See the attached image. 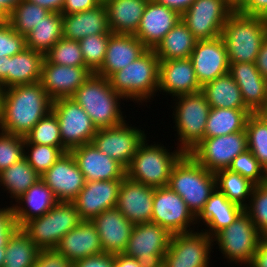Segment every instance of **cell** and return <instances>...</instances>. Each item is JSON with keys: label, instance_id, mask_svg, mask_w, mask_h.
<instances>
[{"label": "cell", "instance_id": "1", "mask_svg": "<svg viewBox=\"0 0 267 267\" xmlns=\"http://www.w3.org/2000/svg\"><path fill=\"white\" fill-rule=\"evenodd\" d=\"M52 103L40 81L4 89L0 131L25 137L52 111Z\"/></svg>", "mask_w": 267, "mask_h": 267}, {"label": "cell", "instance_id": "2", "mask_svg": "<svg viewBox=\"0 0 267 267\" xmlns=\"http://www.w3.org/2000/svg\"><path fill=\"white\" fill-rule=\"evenodd\" d=\"M71 98L85 110L97 129L114 127L126 121L127 116L121 107L125 106L121 102L128 101L116 93L103 76L92 73Z\"/></svg>", "mask_w": 267, "mask_h": 267}, {"label": "cell", "instance_id": "3", "mask_svg": "<svg viewBox=\"0 0 267 267\" xmlns=\"http://www.w3.org/2000/svg\"><path fill=\"white\" fill-rule=\"evenodd\" d=\"M108 81L116 93L137 105H142L157 96L159 87V58L153 49H148L138 59L120 71L113 73ZM141 103V104H140Z\"/></svg>", "mask_w": 267, "mask_h": 267}, {"label": "cell", "instance_id": "4", "mask_svg": "<svg viewBox=\"0 0 267 267\" xmlns=\"http://www.w3.org/2000/svg\"><path fill=\"white\" fill-rule=\"evenodd\" d=\"M221 37L229 62L255 63L267 37V18L234 10L223 26Z\"/></svg>", "mask_w": 267, "mask_h": 267}, {"label": "cell", "instance_id": "5", "mask_svg": "<svg viewBox=\"0 0 267 267\" xmlns=\"http://www.w3.org/2000/svg\"><path fill=\"white\" fill-rule=\"evenodd\" d=\"M168 186L181 196L188 209L197 217L216 189V177L215 173L185 153L172 168Z\"/></svg>", "mask_w": 267, "mask_h": 267}, {"label": "cell", "instance_id": "6", "mask_svg": "<svg viewBox=\"0 0 267 267\" xmlns=\"http://www.w3.org/2000/svg\"><path fill=\"white\" fill-rule=\"evenodd\" d=\"M149 136L140 143L136 154L126 169V176L146 186H168L172 168L185 154L180 148L168 149L160 142L151 144ZM159 143V144H158Z\"/></svg>", "mask_w": 267, "mask_h": 267}, {"label": "cell", "instance_id": "7", "mask_svg": "<svg viewBox=\"0 0 267 267\" xmlns=\"http://www.w3.org/2000/svg\"><path fill=\"white\" fill-rule=\"evenodd\" d=\"M172 99L173 129H176L173 131H176L174 135L178 141L176 148L189 153L204 139L210 105L201 91Z\"/></svg>", "mask_w": 267, "mask_h": 267}, {"label": "cell", "instance_id": "8", "mask_svg": "<svg viewBox=\"0 0 267 267\" xmlns=\"http://www.w3.org/2000/svg\"><path fill=\"white\" fill-rule=\"evenodd\" d=\"M262 234L257 230L249 215L243 211L228 227L212 237L213 245L219 249L229 265L248 266L257 251ZM215 242V243H214ZM217 245V247L215 246Z\"/></svg>", "mask_w": 267, "mask_h": 267}, {"label": "cell", "instance_id": "9", "mask_svg": "<svg viewBox=\"0 0 267 267\" xmlns=\"http://www.w3.org/2000/svg\"><path fill=\"white\" fill-rule=\"evenodd\" d=\"M83 220L72 202H58L41 217L26 222L21 229L40 249H55L62 237Z\"/></svg>", "mask_w": 267, "mask_h": 267}, {"label": "cell", "instance_id": "10", "mask_svg": "<svg viewBox=\"0 0 267 267\" xmlns=\"http://www.w3.org/2000/svg\"><path fill=\"white\" fill-rule=\"evenodd\" d=\"M172 234L154 222L134 224L123 254L141 267H163Z\"/></svg>", "mask_w": 267, "mask_h": 267}, {"label": "cell", "instance_id": "11", "mask_svg": "<svg viewBox=\"0 0 267 267\" xmlns=\"http://www.w3.org/2000/svg\"><path fill=\"white\" fill-rule=\"evenodd\" d=\"M52 111L59 123L62 145L69 152L78 146L92 143L98 129L90 116L73 98L54 100Z\"/></svg>", "mask_w": 267, "mask_h": 267}, {"label": "cell", "instance_id": "12", "mask_svg": "<svg viewBox=\"0 0 267 267\" xmlns=\"http://www.w3.org/2000/svg\"><path fill=\"white\" fill-rule=\"evenodd\" d=\"M212 238L204 231L173 234L163 267H210Z\"/></svg>", "mask_w": 267, "mask_h": 267}, {"label": "cell", "instance_id": "13", "mask_svg": "<svg viewBox=\"0 0 267 267\" xmlns=\"http://www.w3.org/2000/svg\"><path fill=\"white\" fill-rule=\"evenodd\" d=\"M248 149L246 131L204 138L189 154L212 173L228 169L232 160Z\"/></svg>", "mask_w": 267, "mask_h": 267}, {"label": "cell", "instance_id": "14", "mask_svg": "<svg viewBox=\"0 0 267 267\" xmlns=\"http://www.w3.org/2000/svg\"><path fill=\"white\" fill-rule=\"evenodd\" d=\"M129 123L126 120L114 127L98 129L92 140L99 151L116 160L125 169L129 167L138 146L148 134L144 128L141 130V127Z\"/></svg>", "mask_w": 267, "mask_h": 267}, {"label": "cell", "instance_id": "15", "mask_svg": "<svg viewBox=\"0 0 267 267\" xmlns=\"http://www.w3.org/2000/svg\"><path fill=\"white\" fill-rule=\"evenodd\" d=\"M233 11L224 0H195L181 20L197 40H209L221 36Z\"/></svg>", "mask_w": 267, "mask_h": 267}, {"label": "cell", "instance_id": "16", "mask_svg": "<svg viewBox=\"0 0 267 267\" xmlns=\"http://www.w3.org/2000/svg\"><path fill=\"white\" fill-rule=\"evenodd\" d=\"M151 222L167 229L172 235L195 231L197 224L187 204L169 186L155 188Z\"/></svg>", "mask_w": 267, "mask_h": 267}, {"label": "cell", "instance_id": "17", "mask_svg": "<svg viewBox=\"0 0 267 267\" xmlns=\"http://www.w3.org/2000/svg\"><path fill=\"white\" fill-rule=\"evenodd\" d=\"M190 59L201 87L229 73L230 63L221 36L209 40H198Z\"/></svg>", "mask_w": 267, "mask_h": 267}, {"label": "cell", "instance_id": "18", "mask_svg": "<svg viewBox=\"0 0 267 267\" xmlns=\"http://www.w3.org/2000/svg\"><path fill=\"white\" fill-rule=\"evenodd\" d=\"M41 179L59 202H72L85 185L83 173L71 152L64 153Z\"/></svg>", "mask_w": 267, "mask_h": 267}, {"label": "cell", "instance_id": "19", "mask_svg": "<svg viewBox=\"0 0 267 267\" xmlns=\"http://www.w3.org/2000/svg\"><path fill=\"white\" fill-rule=\"evenodd\" d=\"M123 179L85 182L72 201L82 220L91 221L105 210L115 208Z\"/></svg>", "mask_w": 267, "mask_h": 267}, {"label": "cell", "instance_id": "20", "mask_svg": "<svg viewBox=\"0 0 267 267\" xmlns=\"http://www.w3.org/2000/svg\"><path fill=\"white\" fill-rule=\"evenodd\" d=\"M91 74L92 72L85 66L53 64L44 59L40 83L54 101L72 97Z\"/></svg>", "mask_w": 267, "mask_h": 267}, {"label": "cell", "instance_id": "21", "mask_svg": "<svg viewBox=\"0 0 267 267\" xmlns=\"http://www.w3.org/2000/svg\"><path fill=\"white\" fill-rule=\"evenodd\" d=\"M154 187L125 176L119 190L116 208L133 224L151 222Z\"/></svg>", "mask_w": 267, "mask_h": 267}, {"label": "cell", "instance_id": "22", "mask_svg": "<svg viewBox=\"0 0 267 267\" xmlns=\"http://www.w3.org/2000/svg\"><path fill=\"white\" fill-rule=\"evenodd\" d=\"M201 91L190 58L159 61V87L157 96L162 93L174 98Z\"/></svg>", "mask_w": 267, "mask_h": 267}, {"label": "cell", "instance_id": "23", "mask_svg": "<svg viewBox=\"0 0 267 267\" xmlns=\"http://www.w3.org/2000/svg\"><path fill=\"white\" fill-rule=\"evenodd\" d=\"M74 156L85 182L123 179L126 169L116 160L99 151L93 143L73 148Z\"/></svg>", "mask_w": 267, "mask_h": 267}, {"label": "cell", "instance_id": "24", "mask_svg": "<svg viewBox=\"0 0 267 267\" xmlns=\"http://www.w3.org/2000/svg\"><path fill=\"white\" fill-rule=\"evenodd\" d=\"M181 20V15L157 3L148 1L134 34L148 49H154L164 36Z\"/></svg>", "mask_w": 267, "mask_h": 267}, {"label": "cell", "instance_id": "25", "mask_svg": "<svg viewBox=\"0 0 267 267\" xmlns=\"http://www.w3.org/2000/svg\"><path fill=\"white\" fill-rule=\"evenodd\" d=\"M91 222L99 234L104 253L123 254L134 224L116 207L103 211Z\"/></svg>", "mask_w": 267, "mask_h": 267}, {"label": "cell", "instance_id": "26", "mask_svg": "<svg viewBox=\"0 0 267 267\" xmlns=\"http://www.w3.org/2000/svg\"><path fill=\"white\" fill-rule=\"evenodd\" d=\"M147 50L148 48L133 34L112 33L104 61L95 74L108 79L113 73L138 59Z\"/></svg>", "mask_w": 267, "mask_h": 267}, {"label": "cell", "instance_id": "27", "mask_svg": "<svg viewBox=\"0 0 267 267\" xmlns=\"http://www.w3.org/2000/svg\"><path fill=\"white\" fill-rule=\"evenodd\" d=\"M229 74L237 83L245 106L255 113L267 100V79L251 62H229Z\"/></svg>", "mask_w": 267, "mask_h": 267}, {"label": "cell", "instance_id": "28", "mask_svg": "<svg viewBox=\"0 0 267 267\" xmlns=\"http://www.w3.org/2000/svg\"><path fill=\"white\" fill-rule=\"evenodd\" d=\"M55 249L72 263L104 252L96 227L89 220L65 234Z\"/></svg>", "mask_w": 267, "mask_h": 267}, {"label": "cell", "instance_id": "29", "mask_svg": "<svg viewBox=\"0 0 267 267\" xmlns=\"http://www.w3.org/2000/svg\"><path fill=\"white\" fill-rule=\"evenodd\" d=\"M243 211L242 206L229 201L216 188L205 203L201 213L196 217L198 224L196 226L198 228L203 225L205 229L202 227L200 230L212 238L217 232L232 224Z\"/></svg>", "mask_w": 267, "mask_h": 267}, {"label": "cell", "instance_id": "30", "mask_svg": "<svg viewBox=\"0 0 267 267\" xmlns=\"http://www.w3.org/2000/svg\"><path fill=\"white\" fill-rule=\"evenodd\" d=\"M58 202L51 188L39 179L11 205L16 225L21 228L26 222L50 211Z\"/></svg>", "mask_w": 267, "mask_h": 267}, {"label": "cell", "instance_id": "31", "mask_svg": "<svg viewBox=\"0 0 267 267\" xmlns=\"http://www.w3.org/2000/svg\"><path fill=\"white\" fill-rule=\"evenodd\" d=\"M63 37L80 41L90 35L110 32L107 11L103 3L99 6L74 14H62Z\"/></svg>", "mask_w": 267, "mask_h": 267}, {"label": "cell", "instance_id": "32", "mask_svg": "<svg viewBox=\"0 0 267 267\" xmlns=\"http://www.w3.org/2000/svg\"><path fill=\"white\" fill-rule=\"evenodd\" d=\"M148 0H107L110 31L115 34H135Z\"/></svg>", "mask_w": 267, "mask_h": 267}, {"label": "cell", "instance_id": "33", "mask_svg": "<svg viewBox=\"0 0 267 267\" xmlns=\"http://www.w3.org/2000/svg\"><path fill=\"white\" fill-rule=\"evenodd\" d=\"M44 54L25 48L8 57L7 88L40 81Z\"/></svg>", "mask_w": 267, "mask_h": 267}, {"label": "cell", "instance_id": "34", "mask_svg": "<svg viewBox=\"0 0 267 267\" xmlns=\"http://www.w3.org/2000/svg\"><path fill=\"white\" fill-rule=\"evenodd\" d=\"M197 39L180 20L153 49L159 61L186 59L195 48Z\"/></svg>", "mask_w": 267, "mask_h": 267}, {"label": "cell", "instance_id": "35", "mask_svg": "<svg viewBox=\"0 0 267 267\" xmlns=\"http://www.w3.org/2000/svg\"><path fill=\"white\" fill-rule=\"evenodd\" d=\"M201 92L210 108L248 109L237 83L229 73L204 84Z\"/></svg>", "mask_w": 267, "mask_h": 267}, {"label": "cell", "instance_id": "36", "mask_svg": "<svg viewBox=\"0 0 267 267\" xmlns=\"http://www.w3.org/2000/svg\"><path fill=\"white\" fill-rule=\"evenodd\" d=\"M251 114L249 109L210 108L204 138L246 131V122Z\"/></svg>", "mask_w": 267, "mask_h": 267}, {"label": "cell", "instance_id": "37", "mask_svg": "<svg viewBox=\"0 0 267 267\" xmlns=\"http://www.w3.org/2000/svg\"><path fill=\"white\" fill-rule=\"evenodd\" d=\"M39 179H41V176L23 158L0 173V187L2 186V189L7 194H10L9 198H12L10 205H12L13 202L21 197Z\"/></svg>", "mask_w": 267, "mask_h": 267}, {"label": "cell", "instance_id": "38", "mask_svg": "<svg viewBox=\"0 0 267 267\" xmlns=\"http://www.w3.org/2000/svg\"><path fill=\"white\" fill-rule=\"evenodd\" d=\"M62 37V14L50 12L26 35V48L45 54Z\"/></svg>", "mask_w": 267, "mask_h": 267}, {"label": "cell", "instance_id": "39", "mask_svg": "<svg viewBox=\"0 0 267 267\" xmlns=\"http://www.w3.org/2000/svg\"><path fill=\"white\" fill-rule=\"evenodd\" d=\"M40 249L21 229L17 228L5 247L3 267H32Z\"/></svg>", "mask_w": 267, "mask_h": 267}, {"label": "cell", "instance_id": "40", "mask_svg": "<svg viewBox=\"0 0 267 267\" xmlns=\"http://www.w3.org/2000/svg\"><path fill=\"white\" fill-rule=\"evenodd\" d=\"M216 188L223 193L229 201L243 208L248 205L255 184L249 179L229 169L215 173Z\"/></svg>", "mask_w": 267, "mask_h": 267}, {"label": "cell", "instance_id": "41", "mask_svg": "<svg viewBox=\"0 0 267 267\" xmlns=\"http://www.w3.org/2000/svg\"><path fill=\"white\" fill-rule=\"evenodd\" d=\"M50 11L38 4L22 0L8 16L13 29L26 36Z\"/></svg>", "mask_w": 267, "mask_h": 267}, {"label": "cell", "instance_id": "42", "mask_svg": "<svg viewBox=\"0 0 267 267\" xmlns=\"http://www.w3.org/2000/svg\"><path fill=\"white\" fill-rule=\"evenodd\" d=\"M248 150L267 171V123L255 113L246 122Z\"/></svg>", "mask_w": 267, "mask_h": 267}, {"label": "cell", "instance_id": "43", "mask_svg": "<svg viewBox=\"0 0 267 267\" xmlns=\"http://www.w3.org/2000/svg\"><path fill=\"white\" fill-rule=\"evenodd\" d=\"M24 143H33L38 145H48L58 148H65L62 145L60 137L59 123L53 111L46 116L31 129L25 136Z\"/></svg>", "mask_w": 267, "mask_h": 267}, {"label": "cell", "instance_id": "44", "mask_svg": "<svg viewBox=\"0 0 267 267\" xmlns=\"http://www.w3.org/2000/svg\"><path fill=\"white\" fill-rule=\"evenodd\" d=\"M66 152V148L24 143V158L40 176Z\"/></svg>", "mask_w": 267, "mask_h": 267}, {"label": "cell", "instance_id": "45", "mask_svg": "<svg viewBox=\"0 0 267 267\" xmlns=\"http://www.w3.org/2000/svg\"><path fill=\"white\" fill-rule=\"evenodd\" d=\"M48 63L65 66H85L78 41L62 37L44 54Z\"/></svg>", "mask_w": 267, "mask_h": 267}, {"label": "cell", "instance_id": "46", "mask_svg": "<svg viewBox=\"0 0 267 267\" xmlns=\"http://www.w3.org/2000/svg\"><path fill=\"white\" fill-rule=\"evenodd\" d=\"M112 32L108 34L90 35L78 41L82 56L87 67L95 73L102 65Z\"/></svg>", "mask_w": 267, "mask_h": 267}, {"label": "cell", "instance_id": "47", "mask_svg": "<svg viewBox=\"0 0 267 267\" xmlns=\"http://www.w3.org/2000/svg\"><path fill=\"white\" fill-rule=\"evenodd\" d=\"M244 211L262 235H267V180L255 185Z\"/></svg>", "mask_w": 267, "mask_h": 267}, {"label": "cell", "instance_id": "48", "mask_svg": "<svg viewBox=\"0 0 267 267\" xmlns=\"http://www.w3.org/2000/svg\"><path fill=\"white\" fill-rule=\"evenodd\" d=\"M228 169L249 179L255 185L267 180V171L248 149L237 155Z\"/></svg>", "mask_w": 267, "mask_h": 267}, {"label": "cell", "instance_id": "49", "mask_svg": "<svg viewBox=\"0 0 267 267\" xmlns=\"http://www.w3.org/2000/svg\"><path fill=\"white\" fill-rule=\"evenodd\" d=\"M25 137L0 131V173L24 158Z\"/></svg>", "mask_w": 267, "mask_h": 267}, {"label": "cell", "instance_id": "50", "mask_svg": "<svg viewBox=\"0 0 267 267\" xmlns=\"http://www.w3.org/2000/svg\"><path fill=\"white\" fill-rule=\"evenodd\" d=\"M26 48V36L17 33L9 22L0 25V57H11Z\"/></svg>", "mask_w": 267, "mask_h": 267}, {"label": "cell", "instance_id": "51", "mask_svg": "<svg viewBox=\"0 0 267 267\" xmlns=\"http://www.w3.org/2000/svg\"><path fill=\"white\" fill-rule=\"evenodd\" d=\"M32 267H73V263L56 249H43Z\"/></svg>", "mask_w": 267, "mask_h": 267}, {"label": "cell", "instance_id": "52", "mask_svg": "<svg viewBox=\"0 0 267 267\" xmlns=\"http://www.w3.org/2000/svg\"><path fill=\"white\" fill-rule=\"evenodd\" d=\"M17 228L12 206L0 208V248L7 246L8 239Z\"/></svg>", "mask_w": 267, "mask_h": 267}, {"label": "cell", "instance_id": "53", "mask_svg": "<svg viewBox=\"0 0 267 267\" xmlns=\"http://www.w3.org/2000/svg\"><path fill=\"white\" fill-rule=\"evenodd\" d=\"M73 267H114V254H96L74 262Z\"/></svg>", "mask_w": 267, "mask_h": 267}, {"label": "cell", "instance_id": "54", "mask_svg": "<svg viewBox=\"0 0 267 267\" xmlns=\"http://www.w3.org/2000/svg\"><path fill=\"white\" fill-rule=\"evenodd\" d=\"M100 0H65L61 14H74L99 6Z\"/></svg>", "mask_w": 267, "mask_h": 267}, {"label": "cell", "instance_id": "55", "mask_svg": "<svg viewBox=\"0 0 267 267\" xmlns=\"http://www.w3.org/2000/svg\"><path fill=\"white\" fill-rule=\"evenodd\" d=\"M237 11L246 15L267 18V0H245Z\"/></svg>", "mask_w": 267, "mask_h": 267}, {"label": "cell", "instance_id": "56", "mask_svg": "<svg viewBox=\"0 0 267 267\" xmlns=\"http://www.w3.org/2000/svg\"><path fill=\"white\" fill-rule=\"evenodd\" d=\"M247 267H267V235H262L257 251Z\"/></svg>", "mask_w": 267, "mask_h": 267}, {"label": "cell", "instance_id": "57", "mask_svg": "<svg viewBox=\"0 0 267 267\" xmlns=\"http://www.w3.org/2000/svg\"><path fill=\"white\" fill-rule=\"evenodd\" d=\"M157 3L167 6L182 15L195 0H155Z\"/></svg>", "mask_w": 267, "mask_h": 267}, {"label": "cell", "instance_id": "58", "mask_svg": "<svg viewBox=\"0 0 267 267\" xmlns=\"http://www.w3.org/2000/svg\"><path fill=\"white\" fill-rule=\"evenodd\" d=\"M255 64L261 75L267 79V37L261 45Z\"/></svg>", "mask_w": 267, "mask_h": 267}, {"label": "cell", "instance_id": "59", "mask_svg": "<svg viewBox=\"0 0 267 267\" xmlns=\"http://www.w3.org/2000/svg\"><path fill=\"white\" fill-rule=\"evenodd\" d=\"M41 7L48 9L50 12L61 13L63 4L65 0H26Z\"/></svg>", "mask_w": 267, "mask_h": 267}, {"label": "cell", "instance_id": "60", "mask_svg": "<svg viewBox=\"0 0 267 267\" xmlns=\"http://www.w3.org/2000/svg\"><path fill=\"white\" fill-rule=\"evenodd\" d=\"M114 267H141L139 262L124 254L114 255Z\"/></svg>", "mask_w": 267, "mask_h": 267}, {"label": "cell", "instance_id": "61", "mask_svg": "<svg viewBox=\"0 0 267 267\" xmlns=\"http://www.w3.org/2000/svg\"><path fill=\"white\" fill-rule=\"evenodd\" d=\"M7 66L8 57H0V82L3 85L4 89H7Z\"/></svg>", "mask_w": 267, "mask_h": 267}, {"label": "cell", "instance_id": "62", "mask_svg": "<svg viewBox=\"0 0 267 267\" xmlns=\"http://www.w3.org/2000/svg\"><path fill=\"white\" fill-rule=\"evenodd\" d=\"M22 0H0V8L9 16Z\"/></svg>", "mask_w": 267, "mask_h": 267}, {"label": "cell", "instance_id": "63", "mask_svg": "<svg viewBox=\"0 0 267 267\" xmlns=\"http://www.w3.org/2000/svg\"><path fill=\"white\" fill-rule=\"evenodd\" d=\"M263 121L267 123V100L264 104L255 112Z\"/></svg>", "mask_w": 267, "mask_h": 267}, {"label": "cell", "instance_id": "64", "mask_svg": "<svg viewBox=\"0 0 267 267\" xmlns=\"http://www.w3.org/2000/svg\"><path fill=\"white\" fill-rule=\"evenodd\" d=\"M230 7H232L234 10H237L245 0H224Z\"/></svg>", "mask_w": 267, "mask_h": 267}, {"label": "cell", "instance_id": "65", "mask_svg": "<svg viewBox=\"0 0 267 267\" xmlns=\"http://www.w3.org/2000/svg\"><path fill=\"white\" fill-rule=\"evenodd\" d=\"M8 22V16L5 12L0 8V25L5 24Z\"/></svg>", "mask_w": 267, "mask_h": 267}, {"label": "cell", "instance_id": "66", "mask_svg": "<svg viewBox=\"0 0 267 267\" xmlns=\"http://www.w3.org/2000/svg\"><path fill=\"white\" fill-rule=\"evenodd\" d=\"M5 248H0V267L4 265Z\"/></svg>", "mask_w": 267, "mask_h": 267}, {"label": "cell", "instance_id": "67", "mask_svg": "<svg viewBox=\"0 0 267 267\" xmlns=\"http://www.w3.org/2000/svg\"><path fill=\"white\" fill-rule=\"evenodd\" d=\"M3 95H4V87L0 82V113L2 108Z\"/></svg>", "mask_w": 267, "mask_h": 267}]
</instances>
